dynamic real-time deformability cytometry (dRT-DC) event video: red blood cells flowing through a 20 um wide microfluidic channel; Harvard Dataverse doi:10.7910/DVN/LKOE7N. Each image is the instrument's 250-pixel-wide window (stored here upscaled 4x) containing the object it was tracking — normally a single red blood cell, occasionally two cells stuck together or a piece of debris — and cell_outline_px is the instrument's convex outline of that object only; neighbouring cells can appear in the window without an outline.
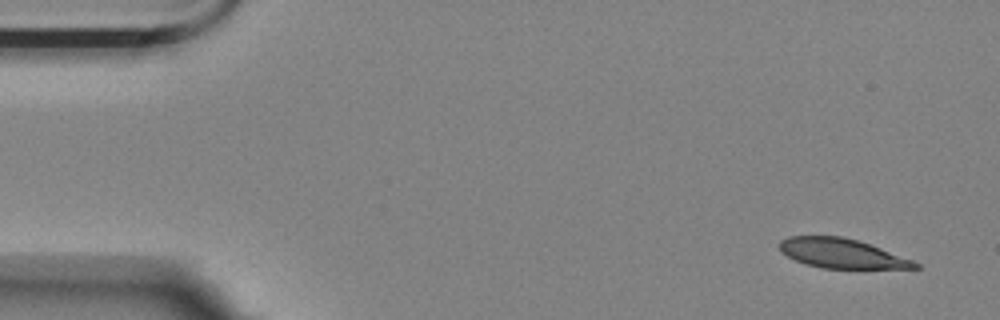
{"species": "Egyptian fruit bat (a non-hibernating species)", "species_latin": "Rousettus aegyptiacus", "temperature_condition": "room temperature", "stored_images_in_passage": 10, "camera_frame_rate_fps": 3000, "um_per_image_px": 0.085, "animal": {"sex": "female"}, "frame": {"image": 1, "passage_image": 1, "time_ms": 0.0, "image_size_px": [1000, 320], "cell_outline_px": [[920, 268], [820, 268], [796, 260], [780, 252], [776, 244], [780, 240], [788, 236], [840, 236], [856, 240], [880, 248], [912, 260], [920, 264]], "centroid_in_image_um": [71.47, 21.53], "position_along_channel_um": 13.5, "area_um2": 23.06}}
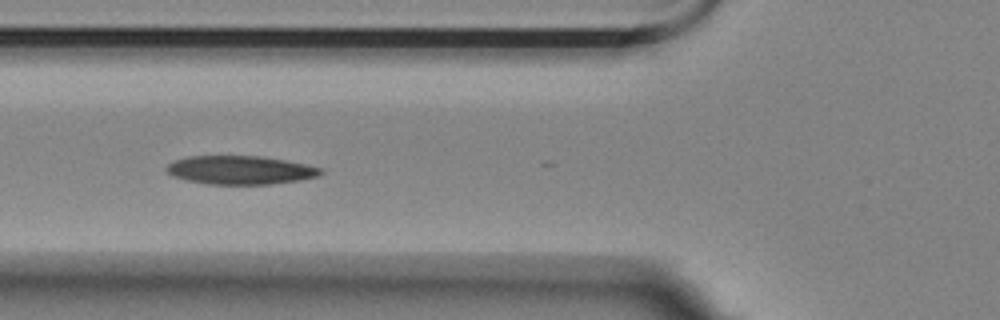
{"frame": {"image": 2, "passage_image": 6, "time_ms": 1.667, "image_size_px": [1000, 320], "cell_outline_px": [[324, 172], [320, 176], [300, 180], [268, 184], [208, 184], [188, 180], [172, 176], [164, 168], [168, 164], [176, 160], [188, 156], [260, 156], [284, 160], [324, 168]], "centroid_in_image_um": [20.45, 14.45], "position_along_channel_um": 105.4, "area_um2": 25.61}}
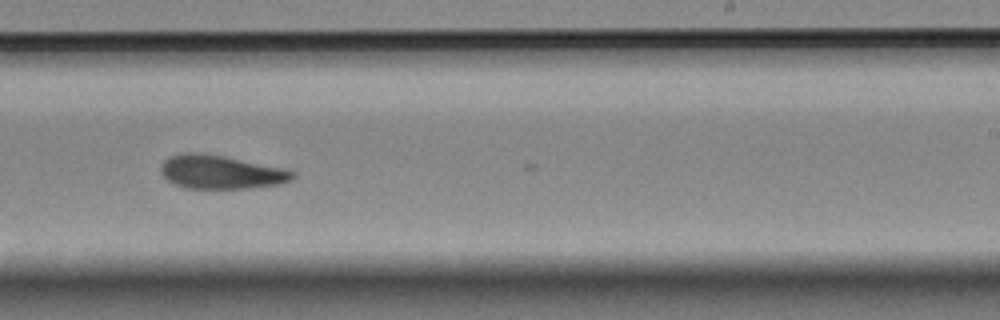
{"frame": {"image": 3, "passage_image": 10, "time_ms": 3.0, "image_size_px": [1000, 320], "cell_outline_px": [[296, 176], [292, 180], [280, 184], [248, 188], [184, 188], [168, 180], [160, 172], [160, 164], [168, 156], [180, 152], [196, 152], [224, 156], [280, 168], [296, 172]], "centroid_in_image_um": [18.72, 14.62], "position_along_channel_um": 270.3, "area_um2": 25.78}}